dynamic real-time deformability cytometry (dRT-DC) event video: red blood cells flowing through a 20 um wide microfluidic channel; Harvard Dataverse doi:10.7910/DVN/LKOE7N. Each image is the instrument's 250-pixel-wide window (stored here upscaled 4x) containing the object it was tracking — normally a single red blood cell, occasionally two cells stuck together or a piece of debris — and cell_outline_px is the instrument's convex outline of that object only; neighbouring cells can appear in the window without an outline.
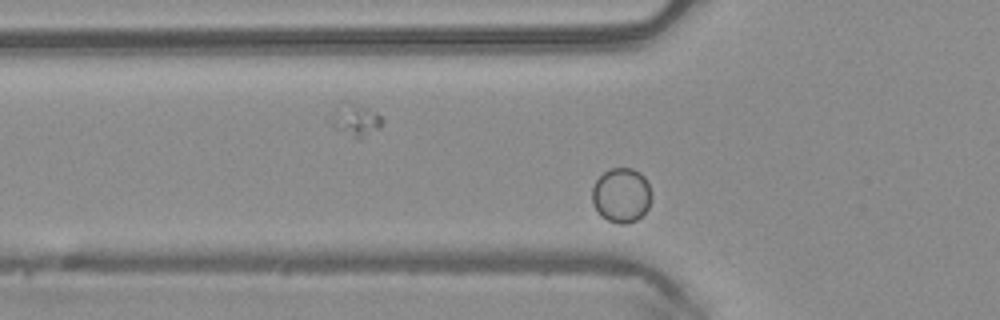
{"species": "common noctule bat (a hibernating species)", "species_latin": "Nyctalus noctula", "temperature_condition": "warm", "stored_images_in_passage": 43, "camera_frame_rate_fps": 3000, "um_per_image_px": 0.085, "animal": {"sex": "male", "body_mass_g": 20.4}, "frame": {"image": 1, "passage_image": 7, "time_ms": 2.0, "image_size_px": [1000, 320], "cell_outline_px": [[652, 196], [648, 208], [636, 220], [624, 224], [620, 224], [608, 220], [600, 216], [592, 204], [592, 188], [596, 180], [604, 172], [612, 168], [632, 168], [640, 172], [644, 176], [652, 192]], "centroid_in_image_um": [52.81, 16.59], "position_along_channel_um": 73.0, "area_um2": 19.02}}
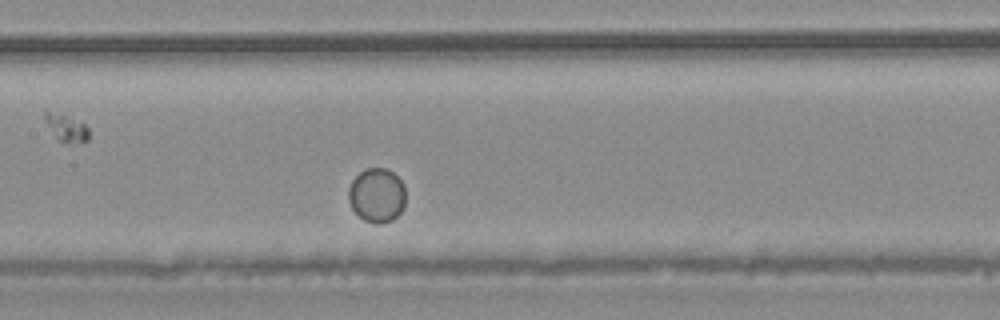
{"frame": {"image": 2, "passage_image": 15, "time_ms": 4.667, "image_size_px": [1000, 320], "cell_outline_px": [[404, 204], [400, 212], [392, 220], [380, 224], [376, 224], [364, 220], [352, 208], [348, 200], [348, 188], [352, 180], [360, 172], [368, 168], [384, 168], [392, 172], [404, 184]], "centroid_in_image_um": [32.01, 16.6], "position_along_channel_um": 175.4, "area_um2": 17.92}}
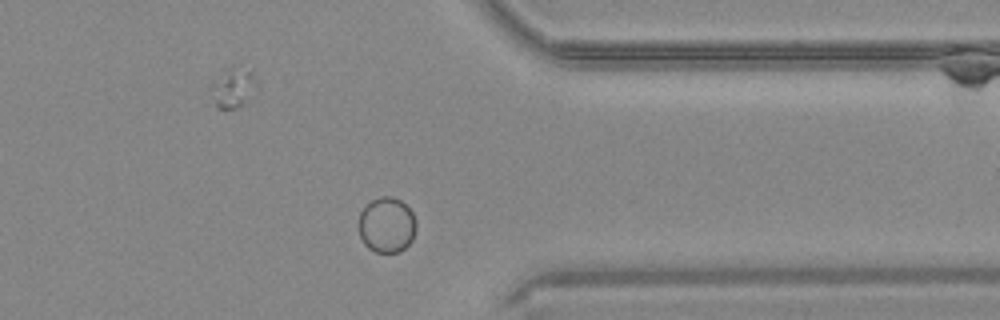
{"frame": {"image": 3, "passage_image": 31, "time_ms": 10.0, "image_size_px": [1000, 320], "cell_outline_px": [[416, 228], [412, 240], [400, 252], [376, 252], [368, 248], [364, 244], [360, 236], [360, 212], [372, 200], [380, 196], [392, 196], [400, 200], [412, 212], [416, 220]], "centroid_in_image_um": [32.89, 19.12], "position_along_channel_um": 378.5, "area_um2": 18.44}}